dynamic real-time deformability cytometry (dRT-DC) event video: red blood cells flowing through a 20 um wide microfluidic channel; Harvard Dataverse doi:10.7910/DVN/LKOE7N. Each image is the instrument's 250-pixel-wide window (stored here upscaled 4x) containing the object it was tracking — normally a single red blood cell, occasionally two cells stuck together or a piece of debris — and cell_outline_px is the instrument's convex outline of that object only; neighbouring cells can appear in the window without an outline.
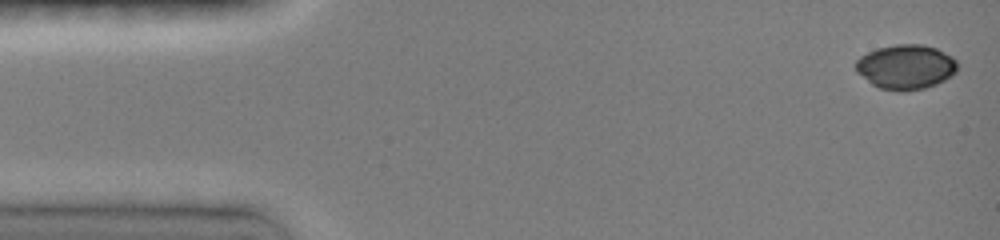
{"species": "common noctule bat (a hibernating species)", "species_latin": "Nyctalus noctula", "temperature_condition": "room temperature", "stored_images_in_passage": 8, "camera_frame_rate_fps": 3000, "um_per_image_px": 0.085, "animal": {"sex": "female", "body_mass_g": 19.0, "forearm_length_mm": 51.5}, "frame": {"image": 1, "passage_image": 1, "time_ms": 0.0, "image_size_px": [1000, 240], "cell_outline_px": [[956, 72], [944, 80], [936, 84], [924, 88], [900, 92], [880, 88], [872, 84], [856, 72], [856, 60], [860, 56], [876, 48], [896, 44], [924, 44], [936, 48], [952, 56], [956, 60]], "centroid_in_image_um": [76.98, 5.68], "position_along_channel_um": 8.0, "area_um2": 26.47}}
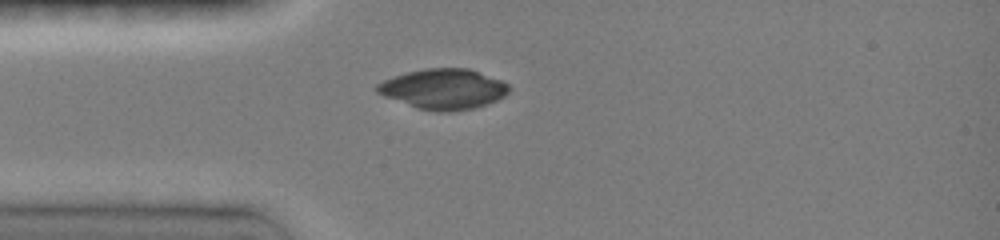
{"frame": {"image": 2, "passage_image": 6, "time_ms": 3.667, "image_size_px": [1000, 240], "cell_outline_px": [[512, 88], [504, 96], [496, 100], [476, 108], [448, 112], [440, 112], [416, 108], [384, 96], [376, 92], [376, 84], [384, 80], [408, 72], [424, 68], [468, 68], [500, 80], [508, 84]], "centroid_in_image_um": [37.7, 7.57], "position_along_channel_um": 47.3, "area_um2": 30.87}}